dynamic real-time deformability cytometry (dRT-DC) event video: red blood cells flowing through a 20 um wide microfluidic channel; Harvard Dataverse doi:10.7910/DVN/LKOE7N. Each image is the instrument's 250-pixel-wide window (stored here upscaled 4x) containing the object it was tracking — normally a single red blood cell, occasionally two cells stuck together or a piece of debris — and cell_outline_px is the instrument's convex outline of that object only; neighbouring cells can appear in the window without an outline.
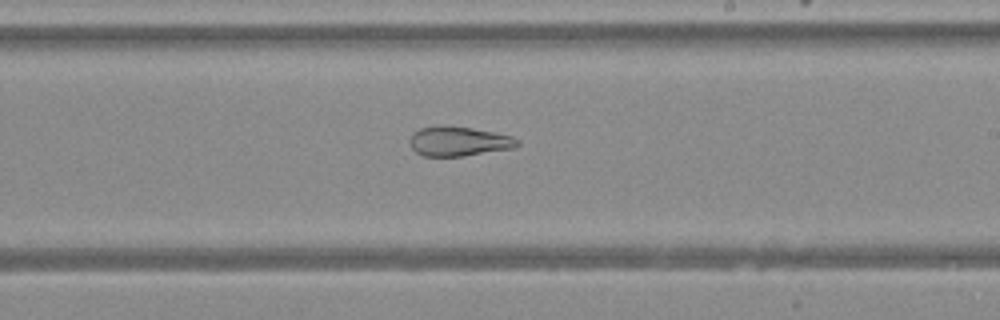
{"species": "Egyptian fruit bat (a non-hibernating species)", "species_latin": "Rousettus aegyptiacus", "temperature_condition": "warm", "stored_images_in_passage": 48, "camera_frame_rate_fps": 3000, "um_per_image_px": 0.085, "animal": {"sex": "female"}, "frame": {"image": 1, "passage_image": 29, "time_ms": 9.333, "image_size_px": [1000, 320], "cell_outline_px": [[520, 144], [516, 148], [464, 156], [424, 156], [416, 152], [412, 148], [408, 140], [412, 132], [420, 128], [472, 128], [496, 132], [512, 136], [520, 140]], "centroid_in_image_um": [39.05, 12.05], "position_along_channel_um": 249.9, "area_um2": 18.26}}
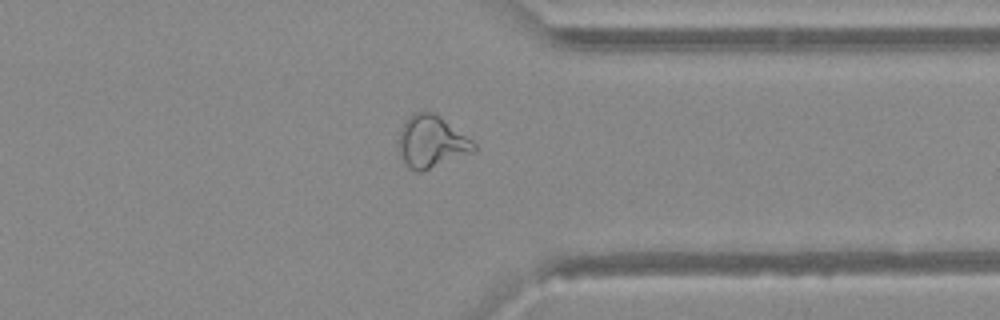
{"frame": {"image": 2, "passage_image": 38, "time_ms": 12.333, "image_size_px": [1000, 320], "cell_outline_px": [[476, 148], [472, 152], [420, 172], [416, 172], [408, 168], [400, 156], [400, 128], [408, 116], [416, 112], [432, 112], [440, 116], [472, 140], [476, 144]], "centroid_in_image_um": [36.66, 12.04], "position_along_channel_um": 374.7, "area_um2": 22.48}}
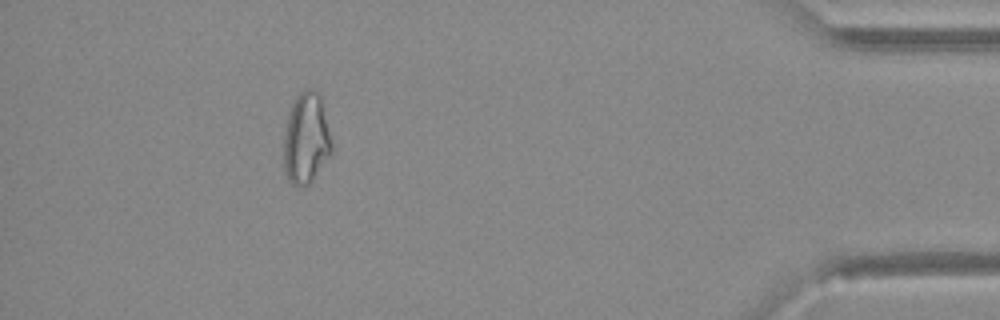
{"frame": {"image": 3, "passage_image": 44, "time_ms": 14.333, "image_size_px": [1000, 320], "cell_outline_px": [[332, 156], [312, 180], [308, 184], [292, 184], [288, 180], [284, 168], [284, 136], [288, 112], [296, 96], [304, 88], [316, 88], [320, 92], [332, 140]], "centroid_in_image_um": [26.05, 11.72], "position_along_channel_um": 409.1, "area_um2": 25.89}}